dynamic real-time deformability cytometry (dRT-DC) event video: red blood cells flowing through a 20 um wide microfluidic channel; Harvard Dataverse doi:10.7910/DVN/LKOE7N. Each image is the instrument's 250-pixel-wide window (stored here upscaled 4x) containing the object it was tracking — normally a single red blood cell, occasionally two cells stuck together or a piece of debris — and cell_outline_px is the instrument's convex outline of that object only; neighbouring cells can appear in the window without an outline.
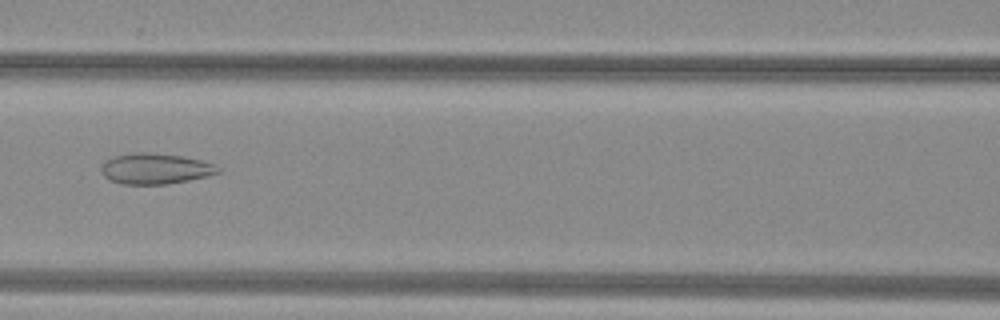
{"species": "common noctule bat (a hibernating species)", "species_latin": "Nyctalus noctula", "temperature_condition": "warm", "stored_images_in_passage": 39, "camera_frame_rate_fps": 3000, "um_per_image_px": 0.085, "animal": {"sex": "female", "body_mass_g": 29.2, "forearm_length_mm": 56.3}, "frame": {"image": 1, "passage_image": 13, "time_ms": 4.0, "image_size_px": [1000, 320], "cell_outline_px": [[220, 172], [208, 176], [168, 184], [120, 184], [108, 180], [104, 176], [100, 168], [104, 160], [116, 156], [132, 152], [148, 152], [184, 156], [216, 164], [220, 168]], "centroid_in_image_um": [13.19, 14.33], "position_along_channel_um": 153.4, "area_um2": 21.15}}
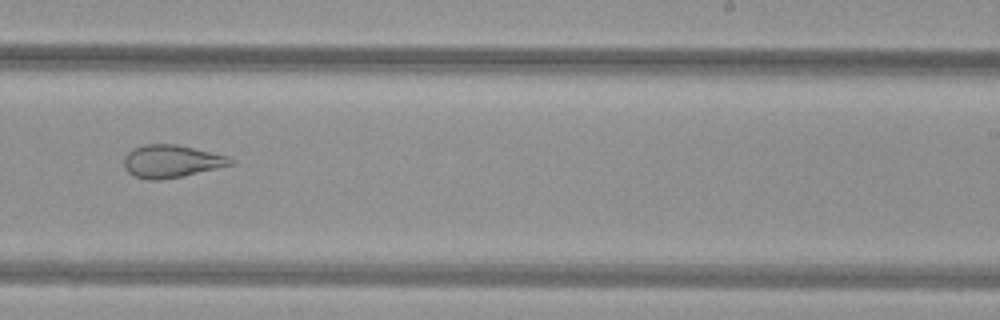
{"frame": {"image": 2, "passage_image": 22, "time_ms": 7.0, "image_size_px": [1000, 320], "cell_outline_px": [[236, 164], [180, 176], [160, 180], [148, 180], [132, 176], [124, 168], [124, 156], [132, 148], [144, 144], [176, 144], [228, 156], [236, 160]], "centroid_in_image_um": [14.55, 13.71], "position_along_channel_um": 274.4, "area_um2": 20.4}}
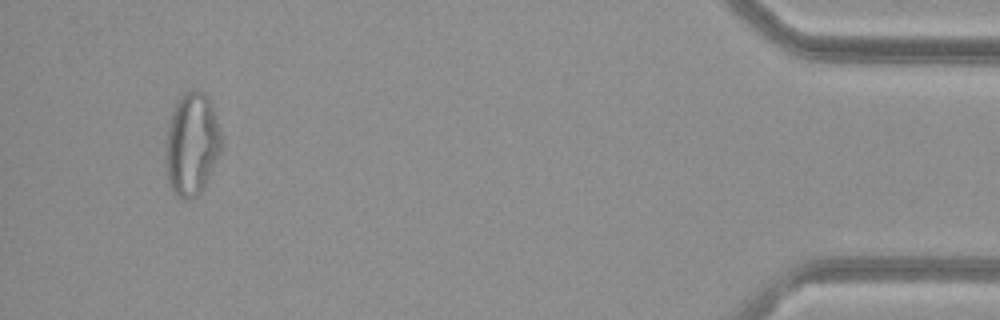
{"frame": {"image": 3, "passage_image": 38, "time_ms": 12.333, "image_size_px": [1000, 320], "cell_outline_px": [[224, 144], [204, 188], [196, 196], [188, 200], [184, 200], [176, 196], [168, 184], [164, 160], [168, 128], [172, 112], [176, 100], [184, 92], [204, 92], [208, 96], [212, 104], [224, 140]], "centroid_in_image_um": [16.31, 12.28], "position_along_channel_um": 418.9, "area_um2": 33.99}}